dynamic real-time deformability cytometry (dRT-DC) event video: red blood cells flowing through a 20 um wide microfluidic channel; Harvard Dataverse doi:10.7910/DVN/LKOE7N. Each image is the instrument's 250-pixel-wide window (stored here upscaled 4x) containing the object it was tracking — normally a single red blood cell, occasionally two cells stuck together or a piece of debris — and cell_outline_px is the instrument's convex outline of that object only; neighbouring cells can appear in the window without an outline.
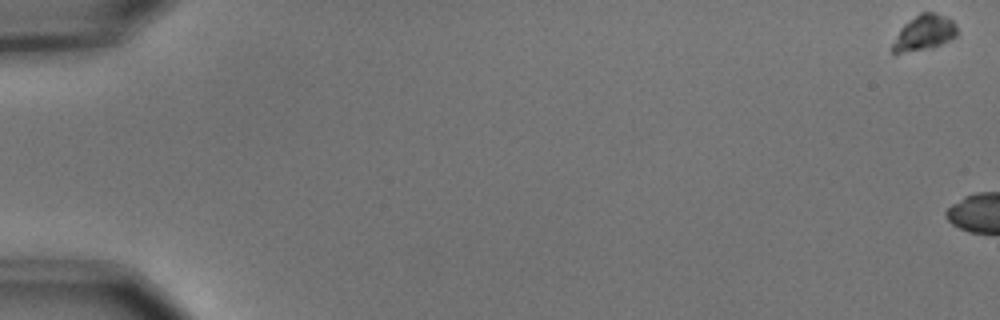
{"species": "common noctule bat (a hibernating species)", "species_latin": "Nyctalus noctula", "temperature_condition": "cold", "stored_images_in_passage": 5, "camera_frame_rate_fps": 3000, "um_per_image_px": 0.085, "animal": {"sex": "male", "body_mass_g": 15.6}, "frame": {"image": 1, "passage_image": 1, "time_ms": 0.0, "image_size_px": [1000, 320], "cell_outline_px": [[956, 36], [940, 44], [924, 48], [900, 52], [892, 52], [892, 44], [900, 28], [904, 24], [920, 12], [936, 12], [952, 20], [956, 24]], "centroid_in_image_um": [78.55, 2.73], "position_along_channel_um": 6.5, "area_um2": 12.83}}